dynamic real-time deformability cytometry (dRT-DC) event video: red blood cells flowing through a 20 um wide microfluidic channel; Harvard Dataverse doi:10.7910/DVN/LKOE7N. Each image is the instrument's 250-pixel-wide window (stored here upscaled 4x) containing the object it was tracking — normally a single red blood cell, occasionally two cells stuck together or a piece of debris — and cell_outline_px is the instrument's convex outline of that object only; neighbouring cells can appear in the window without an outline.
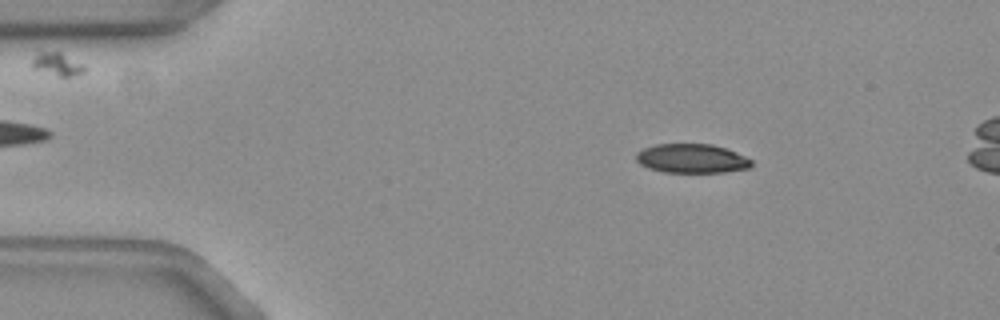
{"species": "common noctule bat (a hibernating species)", "species_latin": "Nyctalus noctula", "temperature_condition": "warm", "stored_images_in_passage": 53, "camera_frame_rate_fps": 3000, "um_per_image_px": 0.085, "animal": {"sex": "female", "body_mass_g": 19.3, "forearm_length_mm": 54.1}, "frame": {"image": 1, "passage_image": 8, "time_ms": 2.333, "image_size_px": [1000, 320], "cell_outline_px": [[752, 164], [748, 168], [724, 172], [664, 172], [648, 168], [640, 164], [636, 160], [636, 152], [644, 148], [656, 144], [712, 144], [736, 152], [752, 160]], "centroid_in_image_um": [58.77, 13.47], "position_along_channel_um": 26.2, "area_um2": 19.48}}
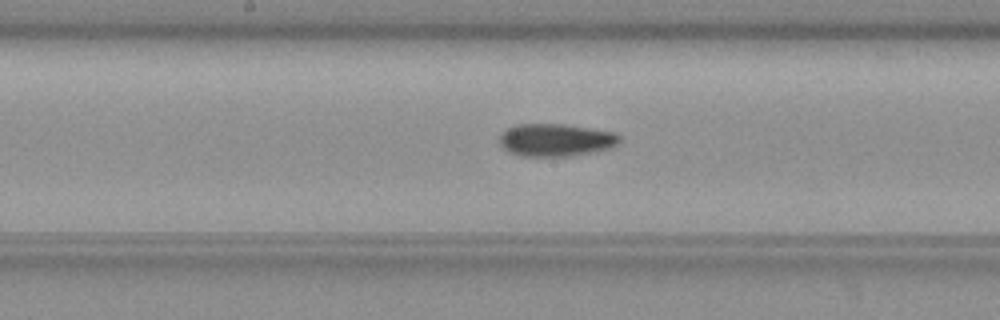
{"frame": {"image": 2, "passage_image": 27, "time_ms": 8.667, "image_size_px": [1000, 320], "cell_outline_px": [[620, 140], [612, 148], [596, 152], [572, 156], [524, 156], [508, 152], [500, 144], [500, 136], [508, 128], [516, 124], [564, 124], [616, 132], [620, 136]], "centroid_in_image_um": [47.28, 11.9], "position_along_channel_um": 200.9, "area_um2": 22.95}}
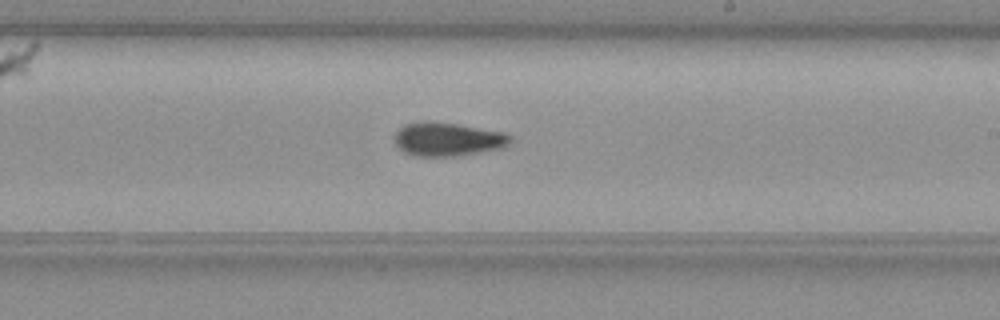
{"frame": {"image": 3, "passage_image": 31, "time_ms": 10.0, "image_size_px": [1000, 320], "cell_outline_px": [[512, 140], [508, 144], [500, 148], [480, 152], [456, 156], [412, 156], [404, 152], [396, 144], [396, 132], [404, 124], [420, 120], [428, 120], [456, 124], [504, 132], [512, 136]], "centroid_in_image_um": [38.04, 11.82], "position_along_channel_um": 251.0, "area_um2": 22.72}, "authors_computed_cell_mechanics": {"area_um2": 21.2704, "velocity_mm_per_s": 3.7677, "shape_relaxation_time_tau1_ms": 6.5761, "shape_relaxation_time_tau2_ms": 8.1079, "deformation_change_tau1": 0.1764, "deformation_change_tau2": 0.1587}}